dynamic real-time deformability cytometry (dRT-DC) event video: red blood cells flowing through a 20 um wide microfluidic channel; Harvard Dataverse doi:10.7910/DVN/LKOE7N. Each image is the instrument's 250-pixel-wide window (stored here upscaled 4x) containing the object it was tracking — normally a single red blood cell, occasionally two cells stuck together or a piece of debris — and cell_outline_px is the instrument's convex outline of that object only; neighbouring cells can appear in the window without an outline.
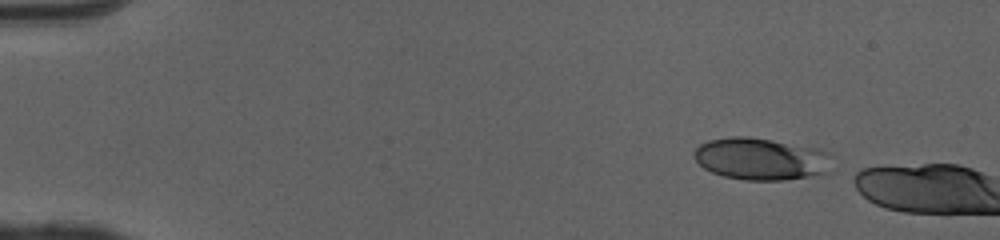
{"species": "human", "species_latin": "Homo sapiens", "temperature_condition": "cold", "stored_images_in_passage": 3, "camera_frame_rate_fps": 3000, "um_per_image_px": 0.085, "donor": {"sex": "female"}, "frame": {"image": 1, "passage_image": 1, "time_ms": 0.0, "image_size_px": [1000, 240], "cell_outline_px": [[836, 156], [832, 172], [784, 180], [744, 180], [724, 176], [712, 172], [704, 168], [692, 156], [692, 152], [700, 144], [708, 140], [732, 136], [748, 136], [772, 140], [816, 148], [828, 152]], "centroid_in_image_um": [64.75, 13.5], "position_along_channel_um": 20.2, "area_um2": 34.45}}